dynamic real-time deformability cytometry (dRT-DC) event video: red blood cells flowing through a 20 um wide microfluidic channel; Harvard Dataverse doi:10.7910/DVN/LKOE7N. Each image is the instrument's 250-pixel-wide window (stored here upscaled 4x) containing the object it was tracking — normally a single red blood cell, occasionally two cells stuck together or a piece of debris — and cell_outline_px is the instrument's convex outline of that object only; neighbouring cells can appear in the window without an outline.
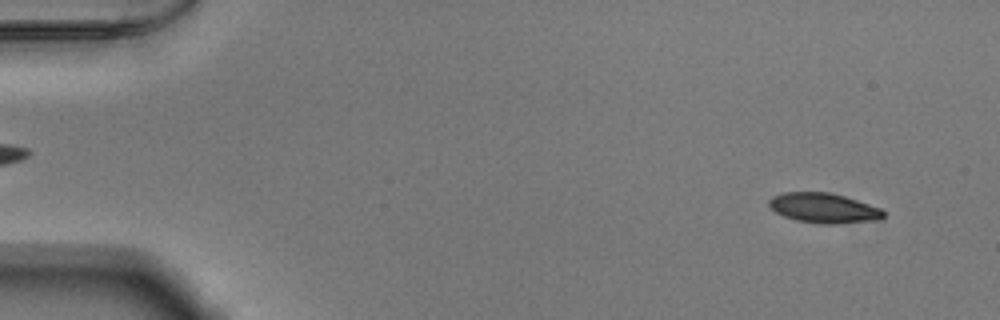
{"species": "Egyptian fruit bat (a non-hibernating species)", "species_latin": "Rousettus aegyptiacus", "temperature_condition": "warm", "stored_images_in_passage": 53, "camera_frame_rate_fps": 3000, "um_per_image_px": 0.085, "animal": {"sex": "male"}, "frame": {"image": 1, "passage_image": 4, "time_ms": 1.0, "image_size_px": [1000, 320], "cell_outline_px": [[884, 216], [880, 220], [836, 224], [820, 224], [796, 220], [784, 216], [776, 212], [768, 204], [768, 200], [772, 196], [784, 192], [828, 192], [844, 196], [880, 208], [884, 212]], "centroid_in_image_um": [70.01, 17.69], "position_along_channel_um": 15.0, "area_um2": 19.94}}
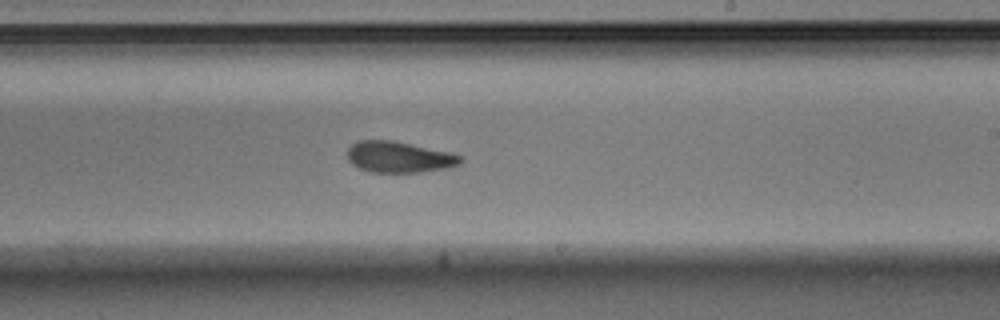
{"frame": {"image": 2, "passage_image": 32, "time_ms": 10.333, "image_size_px": [1000, 320], "cell_outline_px": [[464, 160], [460, 164], [448, 168], [420, 172], [368, 172], [352, 164], [348, 160], [348, 148], [352, 144], [360, 140], [392, 140], [448, 152], [460, 156]], "centroid_in_image_um": [33.91, 13.35], "position_along_channel_um": 255.1, "area_um2": 20.4}}
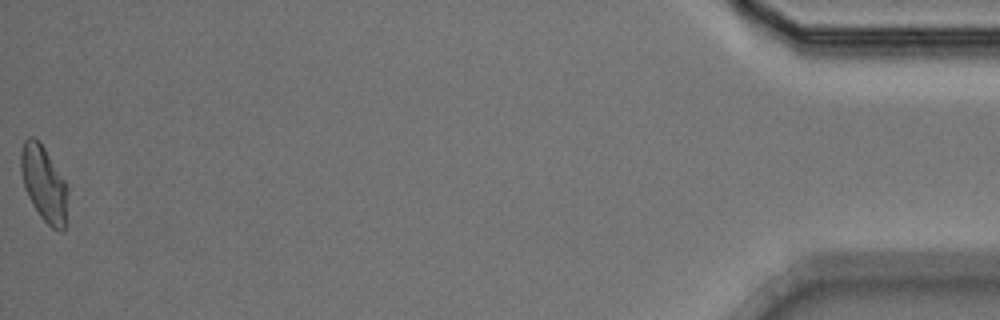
{"frame": {"image": 3, "passage_image": 53, "time_ms": 17.333, "image_size_px": [1000, 320], "cell_outline_px": [[68, 192], [64, 232], [60, 232], [52, 228], [40, 216], [32, 204], [24, 188], [20, 172], [20, 152], [24, 140], [28, 136], [36, 136], [40, 140], [64, 180], [68, 188]], "centroid_in_image_um": [3.71, 15.58], "position_along_channel_um": 431.5, "area_um2": 20.92}, "authors_computed_cell_mechanics": {"area_um2": 20.808, "velocity_mm_per_s": 3.8553, "shape_relaxation_time_tau1_ms": 7.9191, "shape_relaxation_time_tau2_ms": 3.4489, "deformation_change_tau1": 0.2051, "deformation_change_tau2": 0.0813}}